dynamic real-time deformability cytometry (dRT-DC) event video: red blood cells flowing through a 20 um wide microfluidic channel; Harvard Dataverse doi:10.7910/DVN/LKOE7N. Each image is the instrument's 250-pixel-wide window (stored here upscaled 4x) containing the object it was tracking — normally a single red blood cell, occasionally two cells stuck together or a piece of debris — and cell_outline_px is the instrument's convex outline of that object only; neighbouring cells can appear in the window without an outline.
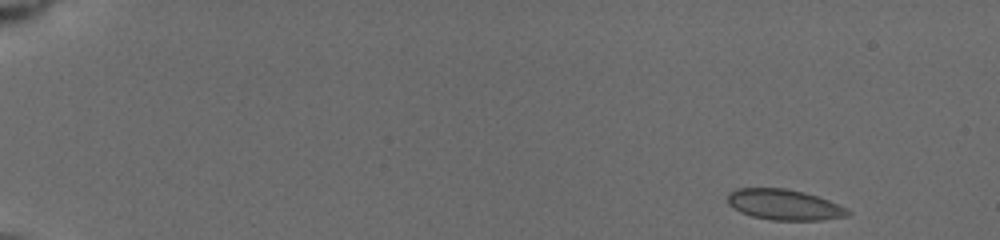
{"species": "common noctule bat (a hibernating species)", "species_latin": "Nyctalus noctula", "temperature_condition": "cold", "stored_images_in_passage": 26, "camera_frame_rate_fps": 3000, "um_per_image_px": 0.085, "animal": {"sex": "female", "body_mass_g": 19.5, "forearm_length_mm": 54.1}, "frame": {"image": 1, "passage_image": 1, "time_ms": 0.0, "image_size_px": [1000, 240], "cell_outline_px": [[852, 212], [844, 216], [820, 220], [772, 220], [752, 216], [740, 212], [728, 204], [728, 196], [736, 188], [784, 188], [816, 196], [828, 200]], "centroid_in_image_um": [66.61, 17.4], "position_along_channel_um": 18.4, "area_um2": 20.98}}
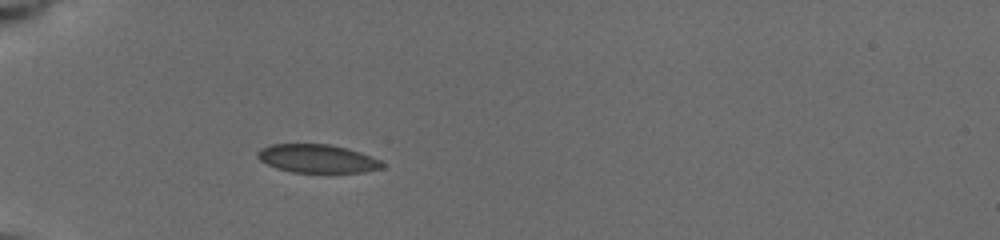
{"frame": {"image": 2, "passage_image": 18, "time_ms": 4.333, "image_size_px": [1000, 240], "cell_outline_px": [[384, 168], [360, 172], [292, 172], [276, 168], [260, 160], [256, 156], [256, 152], [260, 148], [272, 144], [328, 144], [344, 148], [380, 160], [384, 164]], "centroid_in_image_um": [26.9, 13.48], "position_along_channel_um": 58.1, "area_um2": 20.29}}
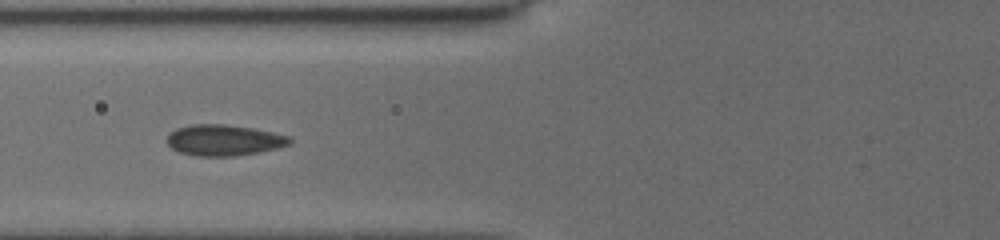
{"frame": {"image": 3, "passage_image": 25, "time_ms": 6.0, "image_size_px": [1000, 240], "cell_outline_px": [[292, 144], [260, 152], [236, 156], [196, 156], [180, 152], [172, 148], [168, 144], [168, 136], [176, 128], [192, 124], [224, 124], [252, 128], [272, 132], [288, 136], [292, 140]], "centroid_in_image_um": [19.05, 11.92], "position_along_channel_um": 106.7, "area_um2": 22.08}}